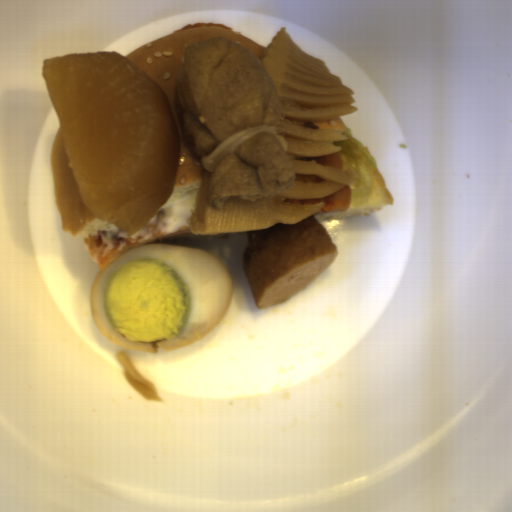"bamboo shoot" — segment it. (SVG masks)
Here are the masks:
<instances>
[{
  "label": "bamboo shoot",
  "instance_id": "bamboo-shoot-1",
  "mask_svg": "<svg viewBox=\"0 0 512 512\" xmlns=\"http://www.w3.org/2000/svg\"><path fill=\"white\" fill-rule=\"evenodd\" d=\"M271 77L280 103L276 136L286 151L294 172V182L282 193L261 197L251 202L238 196L224 200L221 209L208 197L211 173L204 170L196 193L194 211L188 228L194 235L221 232H248L271 229L276 224L296 225L316 216L324 205L292 204L286 200L326 198L346 185H353L359 175L351 168L338 170L294 157H316L334 154L341 145L332 141L347 140L334 130L307 129L287 119L304 122L331 121L355 113L354 90L331 74L324 60L312 56L296 44L287 27H281L267 45L262 60Z\"/></svg>",
  "mask_w": 512,
  "mask_h": 512
}]
</instances>
